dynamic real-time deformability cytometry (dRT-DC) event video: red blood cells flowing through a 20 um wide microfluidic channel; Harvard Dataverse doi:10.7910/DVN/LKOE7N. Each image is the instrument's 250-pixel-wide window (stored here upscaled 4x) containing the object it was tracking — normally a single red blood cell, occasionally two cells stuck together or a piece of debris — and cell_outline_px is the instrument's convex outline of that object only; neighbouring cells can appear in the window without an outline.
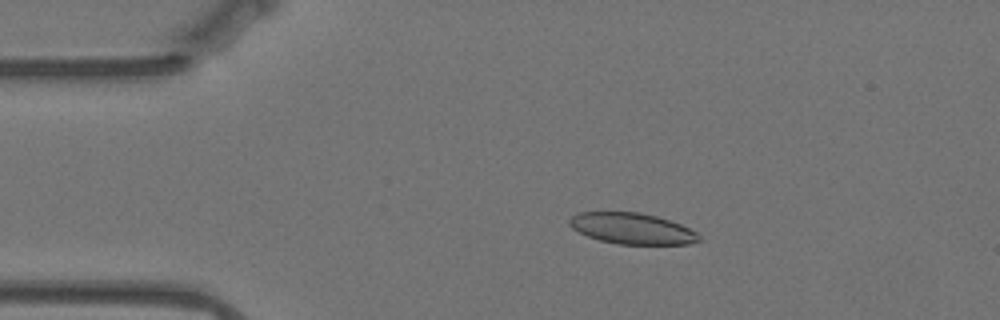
{"species": "Egyptian fruit bat (a non-hibernating species)", "species_latin": "Rousettus aegyptiacus", "temperature_condition": "warm", "stored_images_in_passage": 50, "camera_frame_rate_fps": 3000, "um_per_image_px": 0.085, "animal": {"sex": "female"}, "frame": {"image": 1, "passage_image": 4, "time_ms": 1.0, "image_size_px": [1000, 320], "cell_outline_px": [[704, 240], [688, 244], [616, 244], [600, 240], [588, 236], [572, 228], [568, 224], [568, 220], [572, 216], [580, 212], [640, 212], [656, 216], [680, 224], [696, 232]], "centroid_in_image_um": [53.73, 19.43], "position_along_channel_um": 31.3, "area_um2": 23.41}}
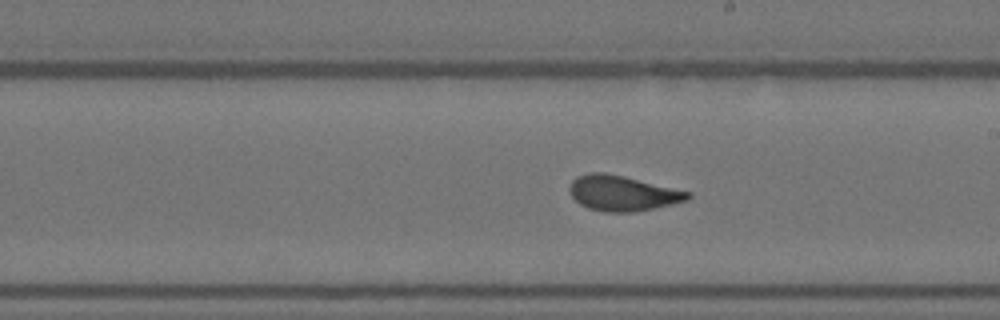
{"frame": {"image": 2, "passage_image": 25, "time_ms": 8.0, "image_size_px": [1000, 320], "cell_outline_px": [[692, 196], [688, 200], [672, 204], [636, 212], [604, 212], [588, 208], [580, 204], [572, 196], [568, 188], [572, 180], [576, 176], [588, 172], [604, 172], [624, 176], [692, 192]], "centroid_in_image_um": [52.91, 16.42], "position_along_channel_um": 236.1, "area_um2": 24.51}}
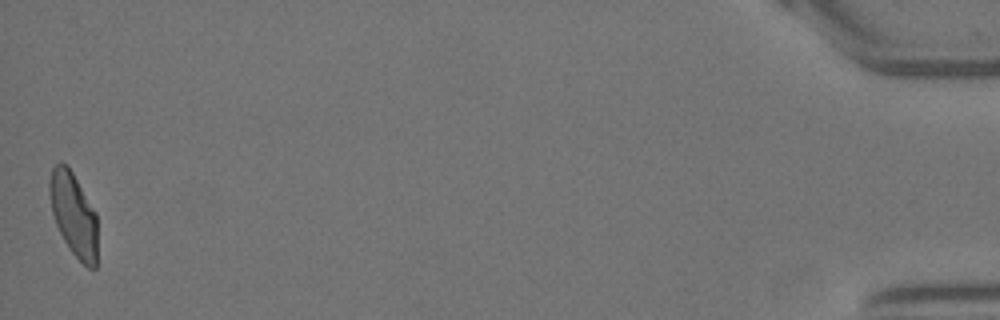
{"frame": {"image": 3, "passage_image": 50, "time_ms": 16.333, "image_size_px": [1000, 320], "cell_outline_px": [[96, 268], [88, 268], [68, 248], [56, 224], [52, 212], [48, 192], [48, 184], [52, 168], [60, 160], [68, 164], [96, 212]], "centroid_in_image_um": [6.23, 18.16], "position_along_channel_um": 429.0, "area_um2": 23.41}, "authors_computed_cell_mechanics": {"area_um2": 24.0159, "velocity_mm_per_s": 3.513, "shape_relaxation_time_tau1_ms": 4.7315, "shape_relaxation_time_tau2_ms": 1.1932, "deformation_change_tau1": 0.1675, "deformation_change_tau2": 0.0727}}